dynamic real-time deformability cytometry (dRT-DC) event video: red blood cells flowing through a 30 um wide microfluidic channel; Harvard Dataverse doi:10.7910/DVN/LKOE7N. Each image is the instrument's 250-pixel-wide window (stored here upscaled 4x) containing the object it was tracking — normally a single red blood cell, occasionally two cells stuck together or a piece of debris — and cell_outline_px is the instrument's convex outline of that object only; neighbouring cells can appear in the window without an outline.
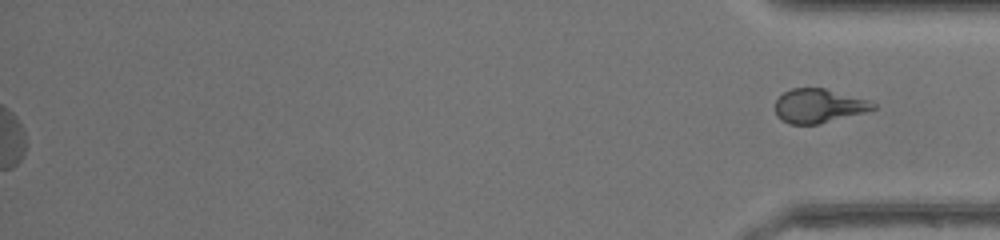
{"species": "common noctule bat (a hibernating species)", "species_latin": "Nyctalus noctula", "temperature_condition": "warm", "stored_images_in_passage": 35, "segment_of_instrument_passage": [2, 2], "camera_frame_rate_fps": 3000, "um_per_image_px": 0.085, "animal": {"sex": "female", "body_mass_g": 17.0, "forearm_length_mm": 48.0}, "frame": {"image": 1, "passage_image": 35, "time_ms": 11.333, "image_size_px": [1000, 240], "cell_outline_px": [[876, 108], [864, 112], [820, 124], [788, 124], [780, 120], [776, 116], [776, 100], [784, 92], [792, 88], [824, 88], [868, 100], [876, 104]], "centroid_in_image_um": [69.56, 9.01], "position_along_channel_um": 365.6, "area_um2": 19.31}}